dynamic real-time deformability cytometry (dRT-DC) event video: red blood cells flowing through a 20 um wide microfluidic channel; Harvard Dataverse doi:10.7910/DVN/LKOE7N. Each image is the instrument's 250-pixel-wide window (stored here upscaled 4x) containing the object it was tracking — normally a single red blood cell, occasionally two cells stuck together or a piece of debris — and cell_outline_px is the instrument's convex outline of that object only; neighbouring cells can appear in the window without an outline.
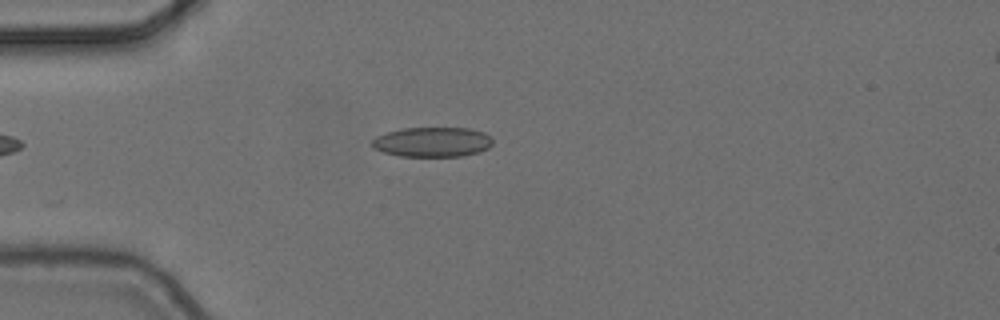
{"species": "common noctule bat (a hibernating species)", "species_latin": "Nyctalus noctula", "temperature_condition": "cold", "stored_images_in_passage": 1, "camera_frame_rate_fps": 3000, "um_per_image_px": 0.085, "animal": {"sex": "female", "body_mass_g": 24.6, "forearm_length_mm": 56.2}, "frame": {"image": 1, "passage_image": 1, "time_ms": 0.0, "image_size_px": [1000, 320], "cell_outline_px": [[492, 144], [488, 148], [480, 152], [460, 156], [400, 156], [384, 152], [372, 148], [372, 140], [376, 136], [388, 132], [404, 128], [468, 128], [484, 132], [492, 140]], "centroid_in_image_um": [36.75, 12.07], "position_along_channel_um": 48.3, "area_um2": 20.87}}